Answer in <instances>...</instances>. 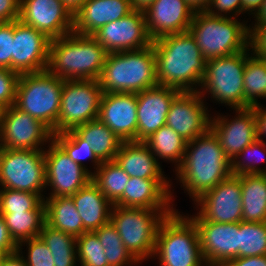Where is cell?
<instances>
[{"label": "cell", "mask_w": 266, "mask_h": 266, "mask_svg": "<svg viewBox=\"0 0 266 266\" xmlns=\"http://www.w3.org/2000/svg\"><path fill=\"white\" fill-rule=\"evenodd\" d=\"M129 178L115 160L102 162L92 172L93 183L112 204L123 195Z\"/></svg>", "instance_id": "obj_34"}, {"label": "cell", "mask_w": 266, "mask_h": 266, "mask_svg": "<svg viewBox=\"0 0 266 266\" xmlns=\"http://www.w3.org/2000/svg\"><path fill=\"white\" fill-rule=\"evenodd\" d=\"M187 4L194 10V12L198 11H206L210 0H186Z\"/></svg>", "instance_id": "obj_55"}, {"label": "cell", "mask_w": 266, "mask_h": 266, "mask_svg": "<svg viewBox=\"0 0 266 266\" xmlns=\"http://www.w3.org/2000/svg\"><path fill=\"white\" fill-rule=\"evenodd\" d=\"M98 119L122 142H137L136 93H102Z\"/></svg>", "instance_id": "obj_22"}, {"label": "cell", "mask_w": 266, "mask_h": 266, "mask_svg": "<svg viewBox=\"0 0 266 266\" xmlns=\"http://www.w3.org/2000/svg\"><path fill=\"white\" fill-rule=\"evenodd\" d=\"M194 13L186 0H155L144 13L149 37L154 41L187 32Z\"/></svg>", "instance_id": "obj_23"}, {"label": "cell", "mask_w": 266, "mask_h": 266, "mask_svg": "<svg viewBox=\"0 0 266 266\" xmlns=\"http://www.w3.org/2000/svg\"><path fill=\"white\" fill-rule=\"evenodd\" d=\"M127 175L143 179H169L162 166L144 142H122L115 159Z\"/></svg>", "instance_id": "obj_26"}, {"label": "cell", "mask_w": 266, "mask_h": 266, "mask_svg": "<svg viewBox=\"0 0 266 266\" xmlns=\"http://www.w3.org/2000/svg\"><path fill=\"white\" fill-rule=\"evenodd\" d=\"M1 214L11 237L17 244L27 239L39 237L42 226L46 222L45 210Z\"/></svg>", "instance_id": "obj_35"}, {"label": "cell", "mask_w": 266, "mask_h": 266, "mask_svg": "<svg viewBox=\"0 0 266 266\" xmlns=\"http://www.w3.org/2000/svg\"><path fill=\"white\" fill-rule=\"evenodd\" d=\"M175 173L183 189L195 201L232 174L231 161L209 129L187 142L182 163Z\"/></svg>", "instance_id": "obj_2"}, {"label": "cell", "mask_w": 266, "mask_h": 266, "mask_svg": "<svg viewBox=\"0 0 266 266\" xmlns=\"http://www.w3.org/2000/svg\"><path fill=\"white\" fill-rule=\"evenodd\" d=\"M244 222H266V174L240 175Z\"/></svg>", "instance_id": "obj_29"}, {"label": "cell", "mask_w": 266, "mask_h": 266, "mask_svg": "<svg viewBox=\"0 0 266 266\" xmlns=\"http://www.w3.org/2000/svg\"><path fill=\"white\" fill-rule=\"evenodd\" d=\"M259 163H266V142L256 139L231 161V173L266 174V167H259Z\"/></svg>", "instance_id": "obj_39"}, {"label": "cell", "mask_w": 266, "mask_h": 266, "mask_svg": "<svg viewBox=\"0 0 266 266\" xmlns=\"http://www.w3.org/2000/svg\"><path fill=\"white\" fill-rule=\"evenodd\" d=\"M263 1L264 0H241V15L244 13H248L249 16L254 15L261 7Z\"/></svg>", "instance_id": "obj_52"}, {"label": "cell", "mask_w": 266, "mask_h": 266, "mask_svg": "<svg viewBox=\"0 0 266 266\" xmlns=\"http://www.w3.org/2000/svg\"><path fill=\"white\" fill-rule=\"evenodd\" d=\"M71 197L87 232H93L110 222L113 204L92 180Z\"/></svg>", "instance_id": "obj_27"}, {"label": "cell", "mask_w": 266, "mask_h": 266, "mask_svg": "<svg viewBox=\"0 0 266 266\" xmlns=\"http://www.w3.org/2000/svg\"><path fill=\"white\" fill-rule=\"evenodd\" d=\"M211 116L198 91L180 92L171 102L166 125L185 141H191L210 129Z\"/></svg>", "instance_id": "obj_17"}, {"label": "cell", "mask_w": 266, "mask_h": 266, "mask_svg": "<svg viewBox=\"0 0 266 266\" xmlns=\"http://www.w3.org/2000/svg\"><path fill=\"white\" fill-rule=\"evenodd\" d=\"M0 188L32 192L44 198V150L0 148Z\"/></svg>", "instance_id": "obj_10"}, {"label": "cell", "mask_w": 266, "mask_h": 266, "mask_svg": "<svg viewBox=\"0 0 266 266\" xmlns=\"http://www.w3.org/2000/svg\"><path fill=\"white\" fill-rule=\"evenodd\" d=\"M87 0H62L63 4L74 14Z\"/></svg>", "instance_id": "obj_56"}, {"label": "cell", "mask_w": 266, "mask_h": 266, "mask_svg": "<svg viewBox=\"0 0 266 266\" xmlns=\"http://www.w3.org/2000/svg\"><path fill=\"white\" fill-rule=\"evenodd\" d=\"M4 107L2 105H0V123L2 121V118H3V112H4Z\"/></svg>", "instance_id": "obj_57"}, {"label": "cell", "mask_w": 266, "mask_h": 266, "mask_svg": "<svg viewBox=\"0 0 266 266\" xmlns=\"http://www.w3.org/2000/svg\"><path fill=\"white\" fill-rule=\"evenodd\" d=\"M175 209H145L113 205L110 222L128 251L142 264L152 259L158 227Z\"/></svg>", "instance_id": "obj_7"}, {"label": "cell", "mask_w": 266, "mask_h": 266, "mask_svg": "<svg viewBox=\"0 0 266 266\" xmlns=\"http://www.w3.org/2000/svg\"><path fill=\"white\" fill-rule=\"evenodd\" d=\"M53 140L74 162L85 168L91 175L92 172L91 170H88L84 164V160H91L94 165V172L102 163L95 155L90 144L83 140L73 129L53 134Z\"/></svg>", "instance_id": "obj_37"}, {"label": "cell", "mask_w": 266, "mask_h": 266, "mask_svg": "<svg viewBox=\"0 0 266 266\" xmlns=\"http://www.w3.org/2000/svg\"><path fill=\"white\" fill-rule=\"evenodd\" d=\"M266 255V222L239 223V257Z\"/></svg>", "instance_id": "obj_38"}, {"label": "cell", "mask_w": 266, "mask_h": 266, "mask_svg": "<svg viewBox=\"0 0 266 266\" xmlns=\"http://www.w3.org/2000/svg\"><path fill=\"white\" fill-rule=\"evenodd\" d=\"M179 93L175 88L160 85L136 93L137 142H144L166 125L171 102Z\"/></svg>", "instance_id": "obj_21"}, {"label": "cell", "mask_w": 266, "mask_h": 266, "mask_svg": "<svg viewBox=\"0 0 266 266\" xmlns=\"http://www.w3.org/2000/svg\"><path fill=\"white\" fill-rule=\"evenodd\" d=\"M107 54L93 36L72 32L50 41L47 70L62 80H99Z\"/></svg>", "instance_id": "obj_3"}, {"label": "cell", "mask_w": 266, "mask_h": 266, "mask_svg": "<svg viewBox=\"0 0 266 266\" xmlns=\"http://www.w3.org/2000/svg\"><path fill=\"white\" fill-rule=\"evenodd\" d=\"M226 266H266V255L237 257L231 260Z\"/></svg>", "instance_id": "obj_50"}, {"label": "cell", "mask_w": 266, "mask_h": 266, "mask_svg": "<svg viewBox=\"0 0 266 266\" xmlns=\"http://www.w3.org/2000/svg\"><path fill=\"white\" fill-rule=\"evenodd\" d=\"M22 249V247H18L17 251L5 254L0 261V266H28L23 258L25 252Z\"/></svg>", "instance_id": "obj_51"}, {"label": "cell", "mask_w": 266, "mask_h": 266, "mask_svg": "<svg viewBox=\"0 0 266 266\" xmlns=\"http://www.w3.org/2000/svg\"><path fill=\"white\" fill-rule=\"evenodd\" d=\"M18 250V244L11 237L3 215L0 213V252L10 254Z\"/></svg>", "instance_id": "obj_47"}, {"label": "cell", "mask_w": 266, "mask_h": 266, "mask_svg": "<svg viewBox=\"0 0 266 266\" xmlns=\"http://www.w3.org/2000/svg\"><path fill=\"white\" fill-rule=\"evenodd\" d=\"M249 48L253 55L266 59V25H248Z\"/></svg>", "instance_id": "obj_46"}, {"label": "cell", "mask_w": 266, "mask_h": 266, "mask_svg": "<svg viewBox=\"0 0 266 266\" xmlns=\"http://www.w3.org/2000/svg\"><path fill=\"white\" fill-rule=\"evenodd\" d=\"M63 83L48 70L21 74L15 106L53 131L58 122Z\"/></svg>", "instance_id": "obj_8"}, {"label": "cell", "mask_w": 266, "mask_h": 266, "mask_svg": "<svg viewBox=\"0 0 266 266\" xmlns=\"http://www.w3.org/2000/svg\"><path fill=\"white\" fill-rule=\"evenodd\" d=\"M101 96L98 80H64L58 122L52 134L97 119Z\"/></svg>", "instance_id": "obj_11"}, {"label": "cell", "mask_w": 266, "mask_h": 266, "mask_svg": "<svg viewBox=\"0 0 266 266\" xmlns=\"http://www.w3.org/2000/svg\"><path fill=\"white\" fill-rule=\"evenodd\" d=\"M172 183L168 179L130 177L123 195L113 204L145 209H174Z\"/></svg>", "instance_id": "obj_24"}, {"label": "cell", "mask_w": 266, "mask_h": 266, "mask_svg": "<svg viewBox=\"0 0 266 266\" xmlns=\"http://www.w3.org/2000/svg\"><path fill=\"white\" fill-rule=\"evenodd\" d=\"M46 223L74 237L87 232L71 196L45 197Z\"/></svg>", "instance_id": "obj_28"}, {"label": "cell", "mask_w": 266, "mask_h": 266, "mask_svg": "<svg viewBox=\"0 0 266 266\" xmlns=\"http://www.w3.org/2000/svg\"><path fill=\"white\" fill-rule=\"evenodd\" d=\"M132 12L130 0H87L73 14V32L92 36L109 22Z\"/></svg>", "instance_id": "obj_25"}, {"label": "cell", "mask_w": 266, "mask_h": 266, "mask_svg": "<svg viewBox=\"0 0 266 266\" xmlns=\"http://www.w3.org/2000/svg\"><path fill=\"white\" fill-rule=\"evenodd\" d=\"M98 236L109 266H137L140 262L128 251L111 222L94 231Z\"/></svg>", "instance_id": "obj_36"}, {"label": "cell", "mask_w": 266, "mask_h": 266, "mask_svg": "<svg viewBox=\"0 0 266 266\" xmlns=\"http://www.w3.org/2000/svg\"><path fill=\"white\" fill-rule=\"evenodd\" d=\"M160 86L180 92L198 91L205 74L206 59L189 31L152 41Z\"/></svg>", "instance_id": "obj_1"}, {"label": "cell", "mask_w": 266, "mask_h": 266, "mask_svg": "<svg viewBox=\"0 0 266 266\" xmlns=\"http://www.w3.org/2000/svg\"><path fill=\"white\" fill-rule=\"evenodd\" d=\"M144 143L158 159L174 163L175 170L181 165L186 150L185 141L172 128L165 125L148 137Z\"/></svg>", "instance_id": "obj_31"}, {"label": "cell", "mask_w": 266, "mask_h": 266, "mask_svg": "<svg viewBox=\"0 0 266 266\" xmlns=\"http://www.w3.org/2000/svg\"><path fill=\"white\" fill-rule=\"evenodd\" d=\"M27 246V257L23 256L28 266H54V260L47 245L40 237L21 241L18 247Z\"/></svg>", "instance_id": "obj_42"}, {"label": "cell", "mask_w": 266, "mask_h": 266, "mask_svg": "<svg viewBox=\"0 0 266 266\" xmlns=\"http://www.w3.org/2000/svg\"><path fill=\"white\" fill-rule=\"evenodd\" d=\"M19 20L51 40L73 32V13L62 0H21Z\"/></svg>", "instance_id": "obj_16"}, {"label": "cell", "mask_w": 266, "mask_h": 266, "mask_svg": "<svg viewBox=\"0 0 266 266\" xmlns=\"http://www.w3.org/2000/svg\"><path fill=\"white\" fill-rule=\"evenodd\" d=\"M14 21L0 23V67L12 70Z\"/></svg>", "instance_id": "obj_44"}, {"label": "cell", "mask_w": 266, "mask_h": 266, "mask_svg": "<svg viewBox=\"0 0 266 266\" xmlns=\"http://www.w3.org/2000/svg\"><path fill=\"white\" fill-rule=\"evenodd\" d=\"M12 71L18 74L47 70L51 39L34 27L14 20Z\"/></svg>", "instance_id": "obj_18"}, {"label": "cell", "mask_w": 266, "mask_h": 266, "mask_svg": "<svg viewBox=\"0 0 266 266\" xmlns=\"http://www.w3.org/2000/svg\"><path fill=\"white\" fill-rule=\"evenodd\" d=\"M47 148L44 156L46 188L51 190L48 197L72 196L92 180V175L74 162L54 140Z\"/></svg>", "instance_id": "obj_14"}, {"label": "cell", "mask_w": 266, "mask_h": 266, "mask_svg": "<svg viewBox=\"0 0 266 266\" xmlns=\"http://www.w3.org/2000/svg\"><path fill=\"white\" fill-rule=\"evenodd\" d=\"M45 210L44 198L36 193L0 189V213Z\"/></svg>", "instance_id": "obj_40"}, {"label": "cell", "mask_w": 266, "mask_h": 266, "mask_svg": "<svg viewBox=\"0 0 266 266\" xmlns=\"http://www.w3.org/2000/svg\"><path fill=\"white\" fill-rule=\"evenodd\" d=\"M244 109L260 104L266 99V59L251 54L246 60L243 75Z\"/></svg>", "instance_id": "obj_33"}, {"label": "cell", "mask_w": 266, "mask_h": 266, "mask_svg": "<svg viewBox=\"0 0 266 266\" xmlns=\"http://www.w3.org/2000/svg\"><path fill=\"white\" fill-rule=\"evenodd\" d=\"M213 16L206 11L194 13L189 32L206 60L232 55L249 48L248 21Z\"/></svg>", "instance_id": "obj_6"}, {"label": "cell", "mask_w": 266, "mask_h": 266, "mask_svg": "<svg viewBox=\"0 0 266 266\" xmlns=\"http://www.w3.org/2000/svg\"><path fill=\"white\" fill-rule=\"evenodd\" d=\"M254 110L256 124V138L261 141L266 137V107L261 104L251 107Z\"/></svg>", "instance_id": "obj_49"}, {"label": "cell", "mask_w": 266, "mask_h": 266, "mask_svg": "<svg viewBox=\"0 0 266 266\" xmlns=\"http://www.w3.org/2000/svg\"><path fill=\"white\" fill-rule=\"evenodd\" d=\"M15 1L20 5L21 0H15Z\"/></svg>", "instance_id": "obj_59"}, {"label": "cell", "mask_w": 266, "mask_h": 266, "mask_svg": "<svg viewBox=\"0 0 266 266\" xmlns=\"http://www.w3.org/2000/svg\"><path fill=\"white\" fill-rule=\"evenodd\" d=\"M207 266H226L239 257V223L193 220Z\"/></svg>", "instance_id": "obj_15"}, {"label": "cell", "mask_w": 266, "mask_h": 266, "mask_svg": "<svg viewBox=\"0 0 266 266\" xmlns=\"http://www.w3.org/2000/svg\"><path fill=\"white\" fill-rule=\"evenodd\" d=\"M98 81L102 93H139L159 85L153 45L108 53Z\"/></svg>", "instance_id": "obj_4"}, {"label": "cell", "mask_w": 266, "mask_h": 266, "mask_svg": "<svg viewBox=\"0 0 266 266\" xmlns=\"http://www.w3.org/2000/svg\"><path fill=\"white\" fill-rule=\"evenodd\" d=\"M253 16L255 23H252V25H266V0L263 1L261 7Z\"/></svg>", "instance_id": "obj_54"}, {"label": "cell", "mask_w": 266, "mask_h": 266, "mask_svg": "<svg viewBox=\"0 0 266 266\" xmlns=\"http://www.w3.org/2000/svg\"><path fill=\"white\" fill-rule=\"evenodd\" d=\"M206 12L213 16L238 18L241 13V0H210Z\"/></svg>", "instance_id": "obj_45"}, {"label": "cell", "mask_w": 266, "mask_h": 266, "mask_svg": "<svg viewBox=\"0 0 266 266\" xmlns=\"http://www.w3.org/2000/svg\"><path fill=\"white\" fill-rule=\"evenodd\" d=\"M76 249L80 266H109L105 249L94 231L77 237Z\"/></svg>", "instance_id": "obj_41"}, {"label": "cell", "mask_w": 266, "mask_h": 266, "mask_svg": "<svg viewBox=\"0 0 266 266\" xmlns=\"http://www.w3.org/2000/svg\"><path fill=\"white\" fill-rule=\"evenodd\" d=\"M250 48L228 56L206 61L205 74L198 92L203 98L230 106L231 109H244L243 75ZM202 90V91H201Z\"/></svg>", "instance_id": "obj_9"}, {"label": "cell", "mask_w": 266, "mask_h": 266, "mask_svg": "<svg viewBox=\"0 0 266 266\" xmlns=\"http://www.w3.org/2000/svg\"><path fill=\"white\" fill-rule=\"evenodd\" d=\"M92 36L108 53L138 50L152 45L144 13L136 11L107 23Z\"/></svg>", "instance_id": "obj_19"}, {"label": "cell", "mask_w": 266, "mask_h": 266, "mask_svg": "<svg viewBox=\"0 0 266 266\" xmlns=\"http://www.w3.org/2000/svg\"><path fill=\"white\" fill-rule=\"evenodd\" d=\"M19 6L15 0H0V23L19 20Z\"/></svg>", "instance_id": "obj_48"}, {"label": "cell", "mask_w": 266, "mask_h": 266, "mask_svg": "<svg viewBox=\"0 0 266 266\" xmlns=\"http://www.w3.org/2000/svg\"><path fill=\"white\" fill-rule=\"evenodd\" d=\"M52 140V131L41 121L15 105L4 109L0 123L1 148L44 150L43 145H47Z\"/></svg>", "instance_id": "obj_13"}, {"label": "cell", "mask_w": 266, "mask_h": 266, "mask_svg": "<svg viewBox=\"0 0 266 266\" xmlns=\"http://www.w3.org/2000/svg\"><path fill=\"white\" fill-rule=\"evenodd\" d=\"M175 209L160 223L152 258L161 266H207L194 221Z\"/></svg>", "instance_id": "obj_5"}, {"label": "cell", "mask_w": 266, "mask_h": 266, "mask_svg": "<svg viewBox=\"0 0 266 266\" xmlns=\"http://www.w3.org/2000/svg\"><path fill=\"white\" fill-rule=\"evenodd\" d=\"M19 78L20 74L0 67V105L4 108L15 105Z\"/></svg>", "instance_id": "obj_43"}, {"label": "cell", "mask_w": 266, "mask_h": 266, "mask_svg": "<svg viewBox=\"0 0 266 266\" xmlns=\"http://www.w3.org/2000/svg\"><path fill=\"white\" fill-rule=\"evenodd\" d=\"M39 237L50 250L54 266H77L76 237L55 229L46 222Z\"/></svg>", "instance_id": "obj_32"}, {"label": "cell", "mask_w": 266, "mask_h": 266, "mask_svg": "<svg viewBox=\"0 0 266 266\" xmlns=\"http://www.w3.org/2000/svg\"><path fill=\"white\" fill-rule=\"evenodd\" d=\"M3 256H4V254L2 252H0V261H1Z\"/></svg>", "instance_id": "obj_58"}, {"label": "cell", "mask_w": 266, "mask_h": 266, "mask_svg": "<svg viewBox=\"0 0 266 266\" xmlns=\"http://www.w3.org/2000/svg\"><path fill=\"white\" fill-rule=\"evenodd\" d=\"M234 111L236 115L233 119L215 113L216 116H211L210 121V130L218 138L220 147L230 161L257 139L254 110L250 107Z\"/></svg>", "instance_id": "obj_20"}, {"label": "cell", "mask_w": 266, "mask_h": 266, "mask_svg": "<svg viewBox=\"0 0 266 266\" xmlns=\"http://www.w3.org/2000/svg\"><path fill=\"white\" fill-rule=\"evenodd\" d=\"M155 0H130L132 11L145 13Z\"/></svg>", "instance_id": "obj_53"}, {"label": "cell", "mask_w": 266, "mask_h": 266, "mask_svg": "<svg viewBox=\"0 0 266 266\" xmlns=\"http://www.w3.org/2000/svg\"><path fill=\"white\" fill-rule=\"evenodd\" d=\"M83 140L93 148L101 162L113 161L119 151L122 141L101 120L94 119L73 129Z\"/></svg>", "instance_id": "obj_30"}, {"label": "cell", "mask_w": 266, "mask_h": 266, "mask_svg": "<svg viewBox=\"0 0 266 266\" xmlns=\"http://www.w3.org/2000/svg\"><path fill=\"white\" fill-rule=\"evenodd\" d=\"M241 196L240 175L231 174L194 201L198 208L196 210H200L190 218L217 223H240L243 221Z\"/></svg>", "instance_id": "obj_12"}]
</instances>
